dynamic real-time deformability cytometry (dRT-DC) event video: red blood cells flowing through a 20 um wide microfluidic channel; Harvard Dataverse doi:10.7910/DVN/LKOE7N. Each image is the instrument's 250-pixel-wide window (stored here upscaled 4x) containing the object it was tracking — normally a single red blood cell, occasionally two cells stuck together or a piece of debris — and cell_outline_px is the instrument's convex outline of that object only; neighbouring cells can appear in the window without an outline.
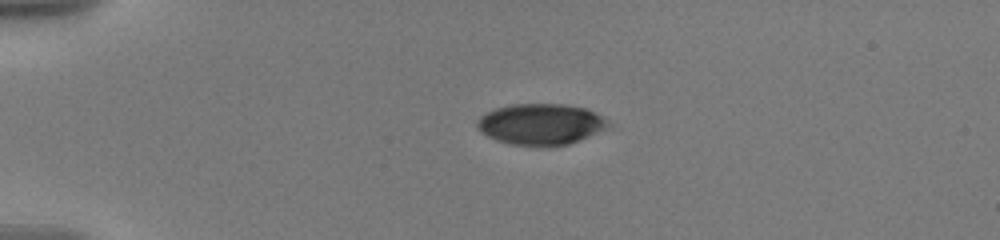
{"species": "human", "species_latin": "Homo sapiens", "temperature_condition": "warm", "stored_images_in_passage": 9, "camera_frame_rate_fps": 3000, "um_per_image_px": 0.085, "donor": {"sex": "male"}, "frame": {"image": 1, "passage_image": 1, "time_ms": 0.0, "image_size_px": [1000, 240], "cell_outline_px": [[608, 124], [604, 128], [568, 144], [548, 148], [544, 148], [508, 144], [496, 140], [480, 132], [476, 124], [476, 120], [480, 116], [496, 108], [512, 104], [564, 104], [584, 108], [596, 112]], "centroid_in_image_um": [45.87, 10.58], "position_along_channel_um": 39.1, "area_um2": 31.33}}
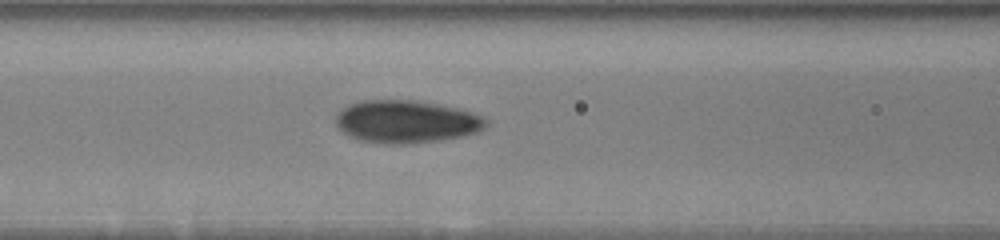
{"frame": {"image": 2, "passage_image": 7, "time_ms": 4.0, "image_size_px": [1000, 240], "cell_outline_px": [[488, 124], [480, 132], [464, 136], [440, 140], [404, 144], [388, 144], [356, 140], [348, 136], [336, 124], [336, 116], [348, 104], [364, 100], [412, 100], [440, 104], [460, 108], [484, 116], [488, 120]], "centroid_in_image_um": [34.59, 10.34], "position_along_channel_um": 132.0, "area_um2": 37.69}}
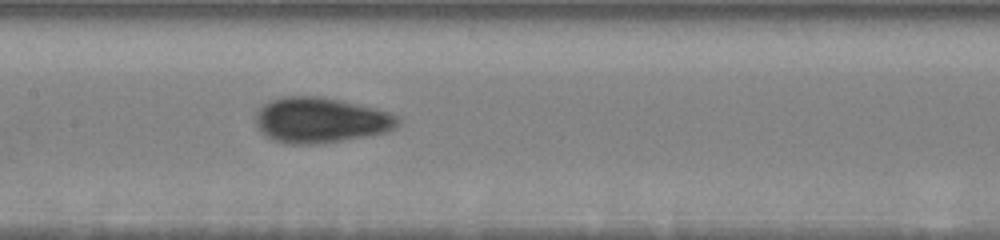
{"frame": {"image": 3, "passage_image": 9, "time_ms": 5.333, "image_size_px": [1000, 240], "cell_outline_px": [[400, 124], [388, 132], [340, 140], [312, 144], [284, 144], [272, 140], [260, 132], [256, 124], [256, 112], [268, 100], [280, 96], [320, 96], [340, 100], [376, 108], [388, 112], [396, 116], [400, 120]], "centroid_in_image_um": [27.21, 10.2], "position_along_channel_um": 180.2, "area_um2": 37.74}}